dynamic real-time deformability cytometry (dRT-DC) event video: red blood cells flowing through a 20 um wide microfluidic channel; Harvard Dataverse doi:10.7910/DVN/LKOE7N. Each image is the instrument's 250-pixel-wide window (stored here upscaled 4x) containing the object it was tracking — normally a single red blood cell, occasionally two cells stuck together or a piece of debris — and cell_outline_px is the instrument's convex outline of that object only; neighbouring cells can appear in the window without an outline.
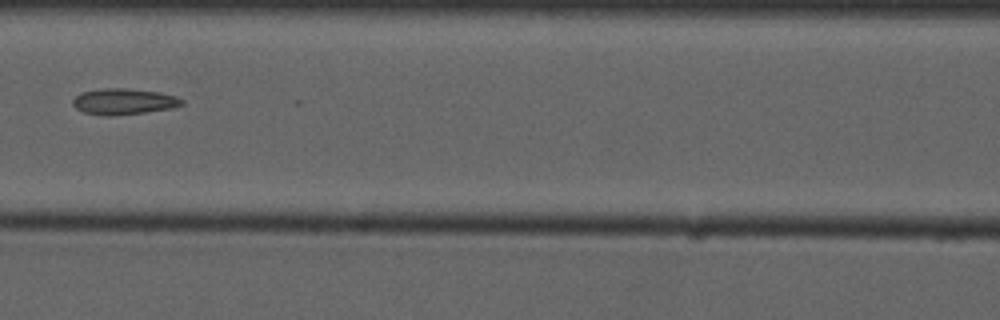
{"species": "common noctule bat (a hibernating species)", "species_latin": "Nyctalus noctula", "temperature_condition": "cold", "stored_images_in_passage": 9, "camera_frame_rate_fps": 3000, "um_per_image_px": 0.085, "animal": {"sex": "male", "forearm_length_mm": 52.5}, "frame": {"image": 1, "passage_image": 6, "time_ms": 5.667, "image_size_px": [1000, 320], "cell_outline_px": [[184, 104], [172, 108], [144, 112], [84, 112], [76, 108], [72, 104], [72, 100], [76, 96], [84, 92], [104, 88], [128, 88], [156, 92], [176, 96], [184, 100]], "centroid_in_image_um": [10.58, 8.57], "position_along_channel_um": 156.0, "area_um2": 15.43}}
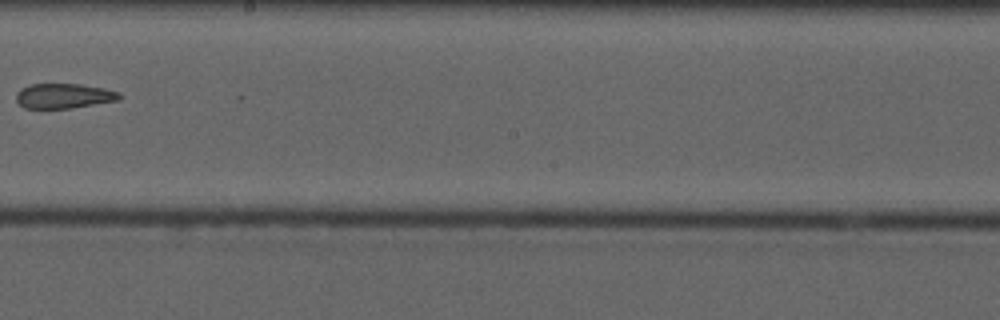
{"frame": {"image": 2, "passage_image": 8, "time_ms": 8.0, "image_size_px": [1000, 320], "cell_outline_px": [[120, 100], [72, 108], [24, 108], [16, 100], [16, 92], [20, 88], [32, 84], [80, 84], [104, 88], [120, 92]], "centroid_in_image_um": [5.42, 8.15], "position_along_channel_um": 242.8, "area_um2": 15.03}}
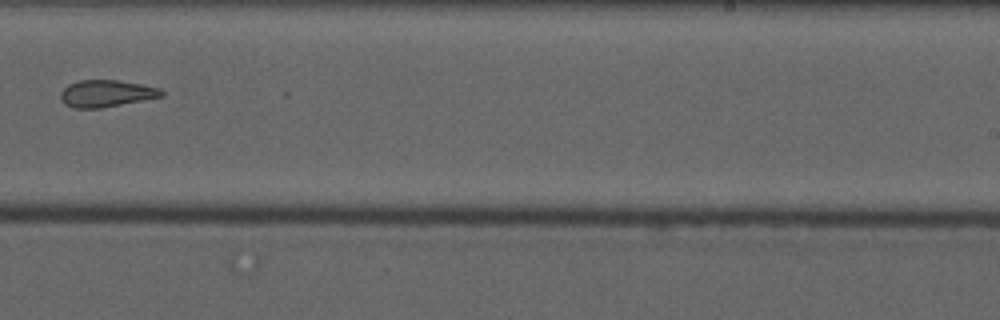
{"frame": {"image": 3, "passage_image": 9, "time_ms": 9.0, "image_size_px": [1000, 320], "cell_outline_px": [[164, 96], [100, 108], [76, 108], [64, 104], [60, 96], [60, 92], [68, 84], [80, 80], [116, 80], [140, 84], [160, 88], [164, 92]], "centroid_in_image_um": [9.02, 7.94], "position_along_channel_um": 280.0, "area_um2": 15.72}}